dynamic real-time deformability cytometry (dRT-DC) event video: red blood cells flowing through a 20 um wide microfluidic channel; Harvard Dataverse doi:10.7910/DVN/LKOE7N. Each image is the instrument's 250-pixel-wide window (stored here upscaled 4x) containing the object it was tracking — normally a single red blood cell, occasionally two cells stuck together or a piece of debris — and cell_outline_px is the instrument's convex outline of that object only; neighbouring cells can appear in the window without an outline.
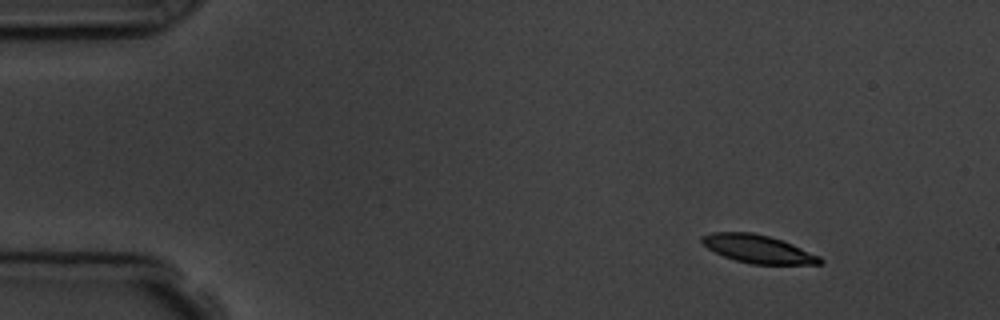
{"species": "common noctule bat (a hibernating species)", "species_latin": "Nyctalus noctula", "temperature_condition": "room temperature", "stored_images_in_passage": 3, "camera_frame_rate_fps": 3000, "um_per_image_px": 0.085, "animal": {"sex": "male", "body_mass_g": 19.5, "forearm_length_mm": 54.6}, "frame": {"image": 1, "passage_image": 1, "time_ms": 0.0, "image_size_px": [1000, 320], "cell_outline_px": [[824, 260], [820, 264], [752, 264], [736, 260], [724, 256], [708, 248], [700, 240], [700, 236], [712, 232], [752, 232], [768, 236], [792, 244], [820, 256]], "centroid_in_image_um": [64.42, 21.16], "position_along_channel_um": 20.6, "area_um2": 19.13}}
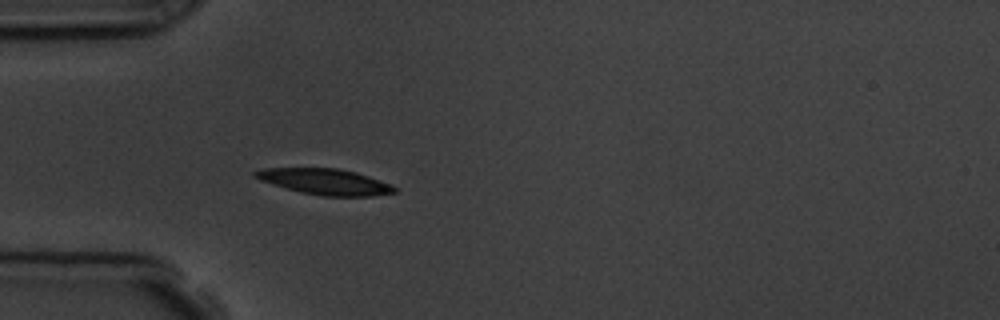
{"frame": {"image": 2, "passage_image": 3, "time_ms": 3.333, "image_size_px": [1000, 320], "cell_outline_px": [[396, 192], [372, 196], [320, 196], [300, 192], [272, 184], [260, 180], [252, 176], [252, 172], [264, 168], [336, 168], [356, 172], [368, 176], [388, 184], [396, 188]], "centroid_in_image_um": [27.57, 15.44], "position_along_channel_um": 57.4, "area_um2": 20.87}}